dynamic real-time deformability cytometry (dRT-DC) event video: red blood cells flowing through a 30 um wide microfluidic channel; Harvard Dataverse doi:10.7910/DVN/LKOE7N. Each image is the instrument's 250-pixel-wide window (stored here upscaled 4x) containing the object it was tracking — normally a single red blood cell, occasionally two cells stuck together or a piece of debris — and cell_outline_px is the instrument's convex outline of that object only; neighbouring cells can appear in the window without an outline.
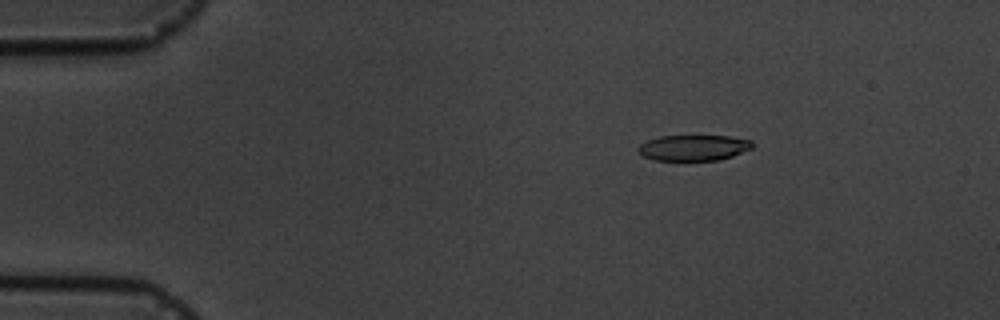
{"species": "common noctule bat (a hibernating species)", "species_latin": "Nyctalus noctula", "temperature_condition": "cold", "stored_images_in_passage": 5, "camera_frame_rate_fps": 3000, "um_per_image_px": 0.085, "animal": {"sex": "male", "body_mass_g": 19.5, "forearm_length_mm": 54.6}, "frame": {"image": 1, "passage_image": 3, "time_ms": 2.333, "image_size_px": [1000, 320], "cell_outline_px": [[752, 148], [732, 156], [716, 160], [652, 160], [636, 152], [636, 148], [640, 144], [648, 140], [660, 136], [728, 136], [752, 140]], "centroid_in_image_um": [58.91, 12.56], "position_along_channel_um": 26.1, "area_um2": 17.11}}